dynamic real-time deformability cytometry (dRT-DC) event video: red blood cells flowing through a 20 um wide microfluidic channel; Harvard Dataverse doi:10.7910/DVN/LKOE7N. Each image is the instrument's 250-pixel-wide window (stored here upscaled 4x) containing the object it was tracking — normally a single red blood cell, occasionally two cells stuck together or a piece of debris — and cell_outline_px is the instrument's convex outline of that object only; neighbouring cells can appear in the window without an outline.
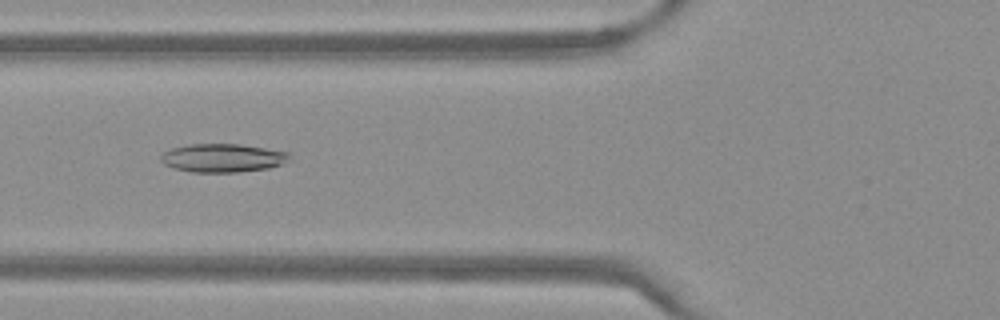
{"species": "Egyptian fruit bat (a non-hibernating species)", "species_latin": "Rousettus aegyptiacus", "temperature_condition": "warm", "stored_images_in_passage": 51, "camera_frame_rate_fps": 3000, "um_per_image_px": 0.085, "frame": {"image": 1, "passage_image": 20, "time_ms": 6.333, "image_size_px": [1000, 320], "cell_outline_px": [[288, 156], [280, 164], [268, 168], [240, 172], [192, 172], [172, 168], [164, 164], [160, 160], [160, 156], [164, 152], [172, 148], [188, 144], [240, 144], [288, 152]], "centroid_in_image_um": [18.84, 13.43], "position_along_channel_um": 107.0, "area_um2": 21.1}}
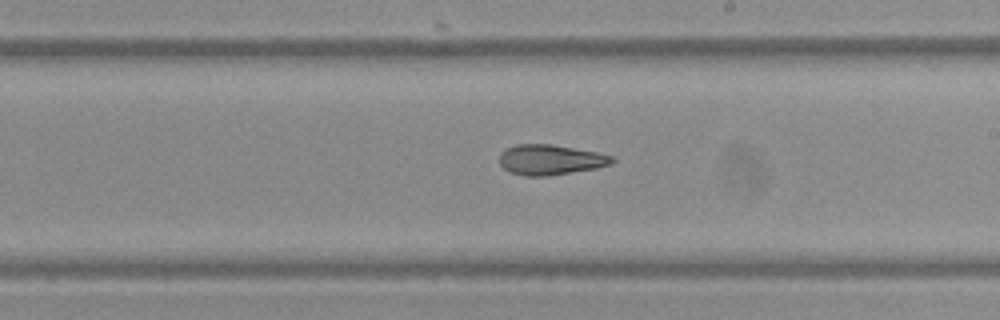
{"frame": {"image": 2, "passage_image": 30, "time_ms": 9.667, "image_size_px": [1000, 320], "cell_outline_px": [[616, 160], [612, 164], [596, 168], [548, 176], [524, 176], [512, 172], [504, 168], [500, 164], [500, 152], [516, 144], [552, 144], [596, 152], [612, 156]], "centroid_in_image_um": [46.79, 13.58], "position_along_channel_um": 242.2, "area_um2": 19.77}}
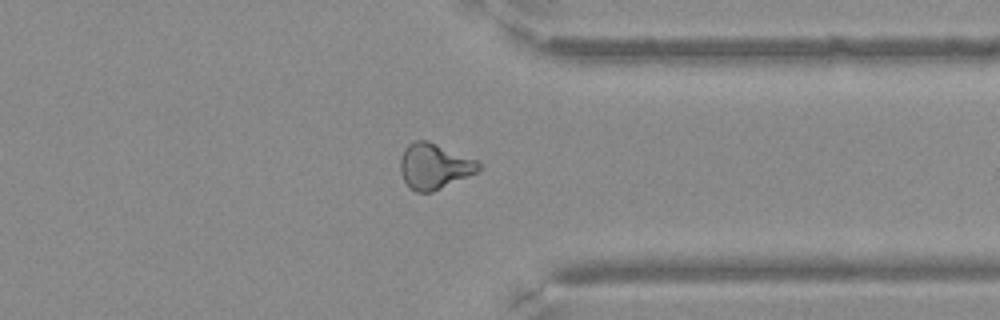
{"frame": {"image": 3, "passage_image": 40, "time_ms": 13.0, "image_size_px": [1000, 320], "cell_outline_px": [[484, 168], [476, 172], [432, 192], [416, 192], [404, 180], [400, 172], [400, 160], [404, 148], [408, 144], [416, 140], [424, 140], [436, 144], [480, 160]], "centroid_in_image_um": [36.94, 14.11], "position_along_channel_um": 374.5, "area_um2": 20.75}}